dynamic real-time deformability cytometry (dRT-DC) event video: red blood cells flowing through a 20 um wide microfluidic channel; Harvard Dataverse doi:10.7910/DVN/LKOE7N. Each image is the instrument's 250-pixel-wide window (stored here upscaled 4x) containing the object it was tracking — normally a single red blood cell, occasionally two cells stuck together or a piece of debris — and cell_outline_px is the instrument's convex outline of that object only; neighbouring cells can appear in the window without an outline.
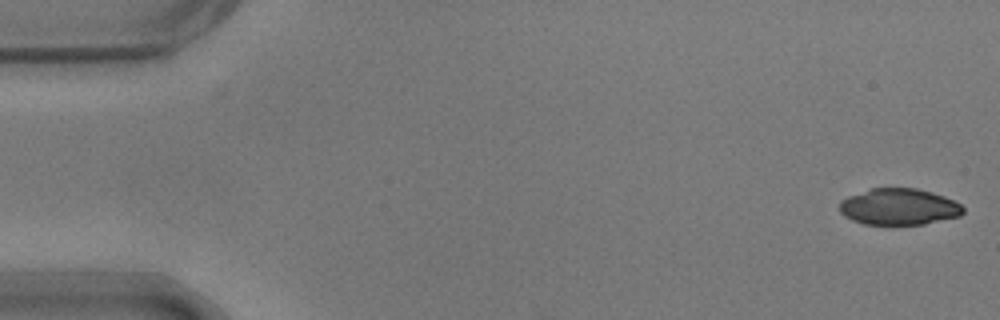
{"species": "common noctule bat (a hibernating species)", "species_latin": "Nyctalus noctula", "temperature_condition": "warm", "stored_images_in_passage": 53, "camera_frame_rate_fps": 3000, "um_per_image_px": 0.085, "animal": {"sex": "male", "body_mass_g": 17.9}, "frame": {"image": 1, "passage_image": 1, "time_ms": 0.0, "image_size_px": [1000, 320], "cell_outline_px": [[964, 212], [960, 216], [924, 224], [864, 224], [852, 220], [844, 216], [840, 212], [840, 200], [848, 196], [872, 188], [916, 188], [932, 192], [944, 196], [960, 204], [964, 208]], "centroid_in_image_um": [76.4, 17.57], "position_along_channel_um": 8.6, "area_um2": 26.18}}